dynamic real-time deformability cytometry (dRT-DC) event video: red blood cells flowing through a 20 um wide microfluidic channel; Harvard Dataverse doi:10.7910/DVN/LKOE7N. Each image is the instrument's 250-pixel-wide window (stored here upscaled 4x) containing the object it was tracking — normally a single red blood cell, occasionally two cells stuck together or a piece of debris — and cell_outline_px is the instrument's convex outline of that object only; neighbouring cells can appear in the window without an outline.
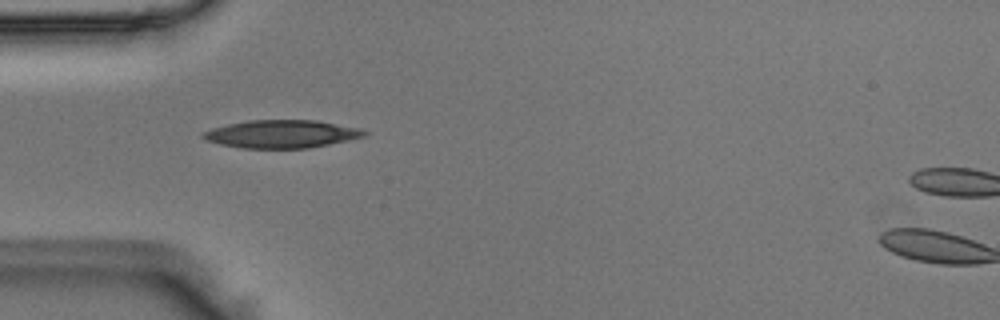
{"species": "Egyptian fruit bat (a non-hibernating species)", "species_latin": "Rousettus aegyptiacus", "temperature_condition": "room temperature", "stored_images_in_passage": 37, "camera_frame_rate_fps": 3000, "um_per_image_px": 0.085, "animal": {"sex": "male"}, "frame": {"image": 1, "passage_image": 1, "time_ms": 0.0, "image_size_px": [1000, 320], "cell_outline_px": [[368, 132], [364, 136], [348, 140], [308, 148], [240, 148], [220, 144], [208, 140], [200, 136], [200, 132], [212, 128], [228, 124], [248, 120], [316, 120], [364, 128]], "centroid_in_image_um": [23.94, 11.38], "position_along_channel_um": 61.1, "area_um2": 26.36}}
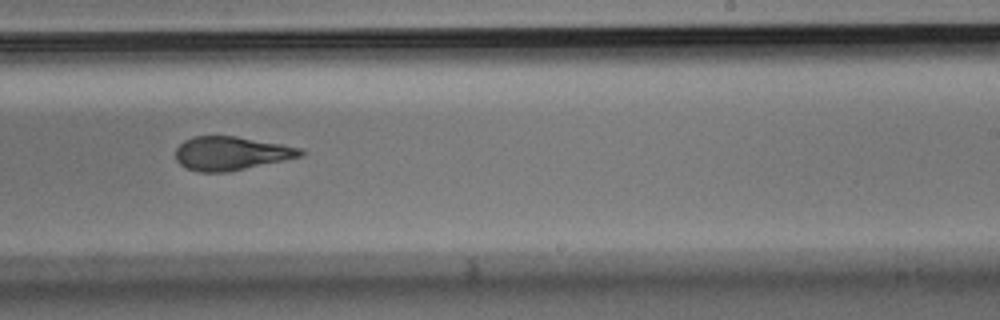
{"frame": {"image": 2, "passage_image": 17, "time_ms": 5.333, "image_size_px": [1000, 320], "cell_outline_px": [[308, 152], [300, 156], [284, 160], [228, 172], [196, 172], [184, 168], [176, 160], [176, 148], [184, 140], [192, 136], [236, 136], [280, 144], [300, 148]], "centroid_in_image_um": [19.6, 13.04], "position_along_channel_um": 269.4, "area_um2": 24.51}}
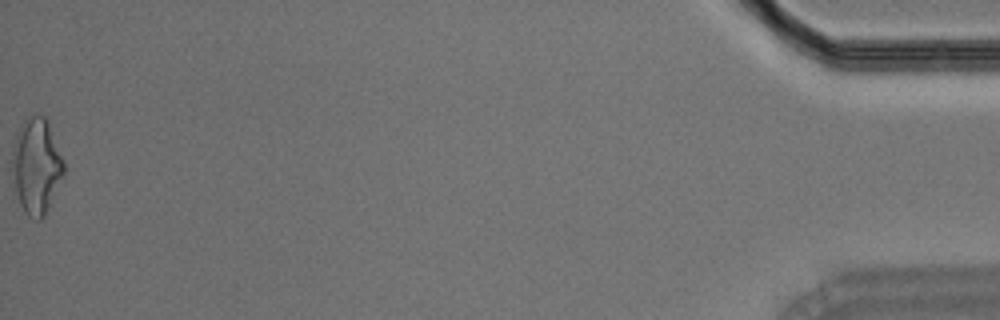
{"frame": {"image": 3, "passage_image": 37, "time_ms": 12.0, "image_size_px": [1000, 320], "cell_outline_px": [[64, 172], [44, 216], [40, 220], [36, 220], [28, 216], [24, 212], [12, 192], [12, 144], [24, 120], [32, 112], [36, 112], [44, 116], [48, 120], [64, 160]], "centroid_in_image_um": [3.05, 14.09], "position_along_channel_um": 432.1, "area_um2": 29.42}}